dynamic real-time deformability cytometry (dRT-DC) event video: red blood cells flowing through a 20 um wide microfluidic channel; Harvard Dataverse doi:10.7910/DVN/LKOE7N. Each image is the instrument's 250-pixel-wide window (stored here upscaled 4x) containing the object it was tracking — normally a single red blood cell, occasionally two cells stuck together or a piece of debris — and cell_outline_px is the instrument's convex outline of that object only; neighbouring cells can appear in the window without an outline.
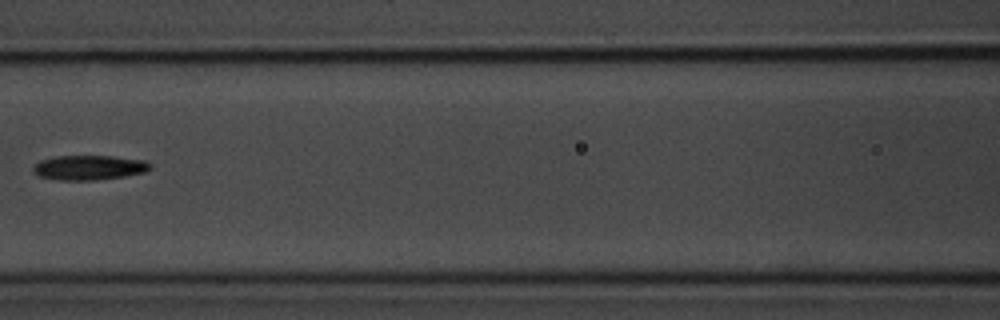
{"species": "common noctule bat (a hibernating species)", "species_latin": "Nyctalus noctula", "temperature_condition": "room temperature", "stored_images_in_passage": 7, "camera_frame_rate_fps": 3000, "um_per_image_px": 0.085, "animal": {"sex": "male", "body_mass_g": 20.1, "forearm_length_mm": 53.5}, "frame": {"image": 1, "passage_image": 6, "time_ms": 6.0, "image_size_px": [1000, 320], "cell_outline_px": [[152, 168], [144, 172], [124, 176], [96, 180], [56, 180], [40, 176], [32, 172], [32, 168], [40, 160], [56, 156], [112, 156], [144, 160], [152, 164]], "centroid_in_image_um": [7.57, 14.24], "position_along_channel_um": 159.0, "area_um2": 16.88}}
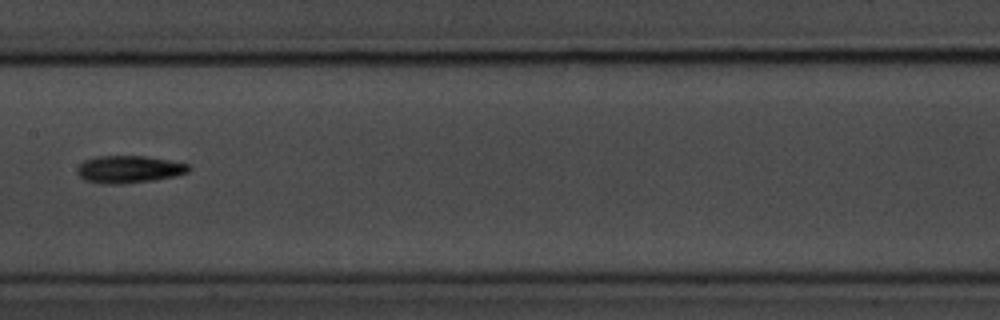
{"frame": {"image": 2, "passage_image": 7, "time_ms": 7.0, "image_size_px": [1000, 320], "cell_outline_px": [[192, 168], [188, 172], [176, 176], [152, 180], [120, 184], [104, 184], [84, 180], [76, 172], [76, 168], [84, 160], [96, 156], [148, 156], [188, 164]], "centroid_in_image_um": [10.95, 14.39], "position_along_channel_um": 196.5, "area_um2": 17.86}}